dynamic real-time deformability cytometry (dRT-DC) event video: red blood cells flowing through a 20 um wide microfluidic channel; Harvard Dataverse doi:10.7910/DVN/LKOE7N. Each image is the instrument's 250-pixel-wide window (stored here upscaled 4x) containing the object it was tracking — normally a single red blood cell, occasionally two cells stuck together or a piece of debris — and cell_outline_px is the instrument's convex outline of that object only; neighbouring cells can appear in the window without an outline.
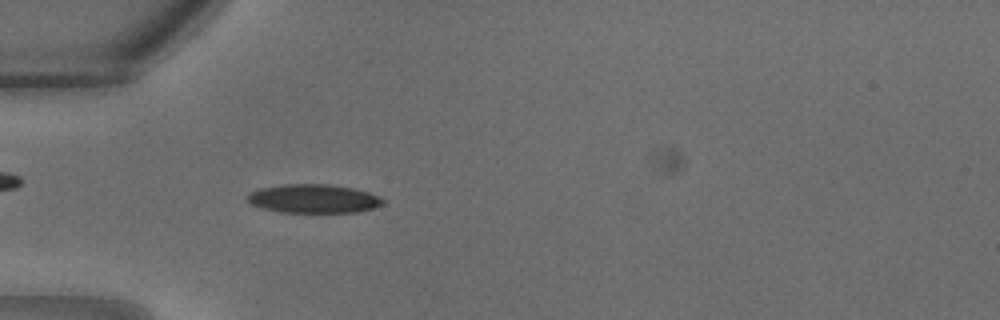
{"species": "common noctule bat (a hibernating species)", "species_latin": "Nyctalus noctula", "temperature_condition": "warm", "stored_images_in_passage": 15, "camera_frame_rate_fps": 3000, "um_per_image_px": 0.085, "animal": {"sex": "male", "body_mass_g": 18.8}, "frame": {"image": 1, "passage_image": 9, "time_ms": 2.667, "image_size_px": [1000, 320], "cell_outline_px": [[384, 204], [372, 208], [356, 212], [280, 212], [264, 208], [252, 204], [244, 196], [260, 188], [288, 184], [328, 184], [352, 188], [368, 192], [380, 196], [384, 200]], "centroid_in_image_um": [26.67, 16.88], "position_along_channel_um": 58.3, "area_um2": 22.48}}
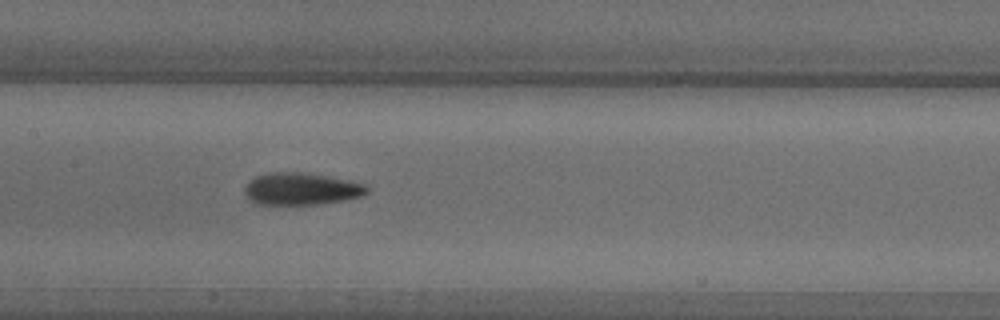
{"frame": {"image": 2, "passage_image": 15, "time_ms": 4.667, "image_size_px": [1000, 320], "cell_outline_px": [[368, 192], [360, 196], [344, 200], [316, 204], [256, 204], [248, 200], [244, 192], [244, 188], [248, 180], [256, 176], [268, 172], [300, 172], [328, 176], [352, 180], [364, 184], [368, 188]], "centroid_in_image_um": [25.56, 16.04], "position_along_channel_um": 181.8, "area_um2": 23.06}}